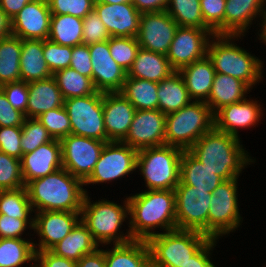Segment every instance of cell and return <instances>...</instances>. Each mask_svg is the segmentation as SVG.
Returning <instances> with one entry per match:
<instances>
[{
    "instance_id": "e7e4bbea",
    "label": "cell",
    "mask_w": 266,
    "mask_h": 267,
    "mask_svg": "<svg viewBox=\"0 0 266 267\" xmlns=\"http://www.w3.org/2000/svg\"><path fill=\"white\" fill-rule=\"evenodd\" d=\"M263 16L266 17V0H264V3H263Z\"/></svg>"
},
{
    "instance_id": "b9f144b4",
    "label": "cell",
    "mask_w": 266,
    "mask_h": 267,
    "mask_svg": "<svg viewBox=\"0 0 266 267\" xmlns=\"http://www.w3.org/2000/svg\"><path fill=\"white\" fill-rule=\"evenodd\" d=\"M22 128V155L34 151L40 145L50 142L53 138L37 118H25Z\"/></svg>"
},
{
    "instance_id": "e575fe53",
    "label": "cell",
    "mask_w": 266,
    "mask_h": 267,
    "mask_svg": "<svg viewBox=\"0 0 266 267\" xmlns=\"http://www.w3.org/2000/svg\"><path fill=\"white\" fill-rule=\"evenodd\" d=\"M158 83L139 78L126 77L120 93L136 110L158 109Z\"/></svg>"
},
{
    "instance_id": "44dd1931",
    "label": "cell",
    "mask_w": 266,
    "mask_h": 267,
    "mask_svg": "<svg viewBox=\"0 0 266 267\" xmlns=\"http://www.w3.org/2000/svg\"><path fill=\"white\" fill-rule=\"evenodd\" d=\"M107 142H122L128 134L136 109L120 92H102Z\"/></svg>"
},
{
    "instance_id": "ab89813d",
    "label": "cell",
    "mask_w": 266,
    "mask_h": 267,
    "mask_svg": "<svg viewBox=\"0 0 266 267\" xmlns=\"http://www.w3.org/2000/svg\"><path fill=\"white\" fill-rule=\"evenodd\" d=\"M166 11L178 26L211 29L204 22L200 0H169Z\"/></svg>"
},
{
    "instance_id": "8fae6325",
    "label": "cell",
    "mask_w": 266,
    "mask_h": 267,
    "mask_svg": "<svg viewBox=\"0 0 266 267\" xmlns=\"http://www.w3.org/2000/svg\"><path fill=\"white\" fill-rule=\"evenodd\" d=\"M174 193L177 229L198 231L208 236L212 193L186 184H178Z\"/></svg>"
},
{
    "instance_id": "f35d334b",
    "label": "cell",
    "mask_w": 266,
    "mask_h": 267,
    "mask_svg": "<svg viewBox=\"0 0 266 267\" xmlns=\"http://www.w3.org/2000/svg\"><path fill=\"white\" fill-rule=\"evenodd\" d=\"M52 76L64 99L89 96L97 92L91 78L79 74L71 67L57 71Z\"/></svg>"
},
{
    "instance_id": "8d00e7d4",
    "label": "cell",
    "mask_w": 266,
    "mask_h": 267,
    "mask_svg": "<svg viewBox=\"0 0 266 267\" xmlns=\"http://www.w3.org/2000/svg\"><path fill=\"white\" fill-rule=\"evenodd\" d=\"M22 40L10 35L0 39V86L20 81Z\"/></svg>"
},
{
    "instance_id": "52a82bcc",
    "label": "cell",
    "mask_w": 266,
    "mask_h": 267,
    "mask_svg": "<svg viewBox=\"0 0 266 267\" xmlns=\"http://www.w3.org/2000/svg\"><path fill=\"white\" fill-rule=\"evenodd\" d=\"M214 127V114L204 101H191L176 112L166 115L165 145L189 150Z\"/></svg>"
},
{
    "instance_id": "cb8c5ba5",
    "label": "cell",
    "mask_w": 266,
    "mask_h": 267,
    "mask_svg": "<svg viewBox=\"0 0 266 267\" xmlns=\"http://www.w3.org/2000/svg\"><path fill=\"white\" fill-rule=\"evenodd\" d=\"M264 0H226L224 35H246L263 14Z\"/></svg>"
},
{
    "instance_id": "ee69618b",
    "label": "cell",
    "mask_w": 266,
    "mask_h": 267,
    "mask_svg": "<svg viewBox=\"0 0 266 267\" xmlns=\"http://www.w3.org/2000/svg\"><path fill=\"white\" fill-rule=\"evenodd\" d=\"M37 119L53 139L62 140L71 134L70 119L64 106L40 114Z\"/></svg>"
},
{
    "instance_id": "ac0fdd59",
    "label": "cell",
    "mask_w": 266,
    "mask_h": 267,
    "mask_svg": "<svg viewBox=\"0 0 266 267\" xmlns=\"http://www.w3.org/2000/svg\"><path fill=\"white\" fill-rule=\"evenodd\" d=\"M92 61V81L99 92H120L127 77L110 55L108 41L88 45Z\"/></svg>"
},
{
    "instance_id": "7bdbcfd3",
    "label": "cell",
    "mask_w": 266,
    "mask_h": 267,
    "mask_svg": "<svg viewBox=\"0 0 266 267\" xmlns=\"http://www.w3.org/2000/svg\"><path fill=\"white\" fill-rule=\"evenodd\" d=\"M25 187L21 161L0 151V190H16Z\"/></svg>"
},
{
    "instance_id": "5bb4252c",
    "label": "cell",
    "mask_w": 266,
    "mask_h": 267,
    "mask_svg": "<svg viewBox=\"0 0 266 267\" xmlns=\"http://www.w3.org/2000/svg\"><path fill=\"white\" fill-rule=\"evenodd\" d=\"M212 29L178 26L173 41L166 54L175 71L199 61L207 56L210 39L214 36Z\"/></svg>"
},
{
    "instance_id": "83f0119b",
    "label": "cell",
    "mask_w": 266,
    "mask_h": 267,
    "mask_svg": "<svg viewBox=\"0 0 266 267\" xmlns=\"http://www.w3.org/2000/svg\"><path fill=\"white\" fill-rule=\"evenodd\" d=\"M174 72L166 55L140 47L127 76L159 83Z\"/></svg>"
},
{
    "instance_id": "d4e9b609",
    "label": "cell",
    "mask_w": 266,
    "mask_h": 267,
    "mask_svg": "<svg viewBox=\"0 0 266 267\" xmlns=\"http://www.w3.org/2000/svg\"><path fill=\"white\" fill-rule=\"evenodd\" d=\"M26 118H37L40 114L64 106V97L53 76L28 83Z\"/></svg>"
},
{
    "instance_id": "d590c367",
    "label": "cell",
    "mask_w": 266,
    "mask_h": 267,
    "mask_svg": "<svg viewBox=\"0 0 266 267\" xmlns=\"http://www.w3.org/2000/svg\"><path fill=\"white\" fill-rule=\"evenodd\" d=\"M48 39L74 47L83 43V19L72 15H51Z\"/></svg>"
},
{
    "instance_id": "be15d7a7",
    "label": "cell",
    "mask_w": 266,
    "mask_h": 267,
    "mask_svg": "<svg viewBox=\"0 0 266 267\" xmlns=\"http://www.w3.org/2000/svg\"><path fill=\"white\" fill-rule=\"evenodd\" d=\"M94 3H107V4H120V3H133V0H94Z\"/></svg>"
},
{
    "instance_id": "836d02e7",
    "label": "cell",
    "mask_w": 266,
    "mask_h": 267,
    "mask_svg": "<svg viewBox=\"0 0 266 267\" xmlns=\"http://www.w3.org/2000/svg\"><path fill=\"white\" fill-rule=\"evenodd\" d=\"M33 242L32 238H0V267H23L25 263L35 267Z\"/></svg>"
},
{
    "instance_id": "94428289",
    "label": "cell",
    "mask_w": 266,
    "mask_h": 267,
    "mask_svg": "<svg viewBox=\"0 0 266 267\" xmlns=\"http://www.w3.org/2000/svg\"><path fill=\"white\" fill-rule=\"evenodd\" d=\"M12 35V20L0 8V39Z\"/></svg>"
},
{
    "instance_id": "f6af8a7d",
    "label": "cell",
    "mask_w": 266,
    "mask_h": 267,
    "mask_svg": "<svg viewBox=\"0 0 266 267\" xmlns=\"http://www.w3.org/2000/svg\"><path fill=\"white\" fill-rule=\"evenodd\" d=\"M43 56L53 74L70 67L72 47L63 46L46 39L44 40Z\"/></svg>"
},
{
    "instance_id": "484cf974",
    "label": "cell",
    "mask_w": 266,
    "mask_h": 267,
    "mask_svg": "<svg viewBox=\"0 0 266 267\" xmlns=\"http://www.w3.org/2000/svg\"><path fill=\"white\" fill-rule=\"evenodd\" d=\"M178 72L184 79L190 98L194 101L206 102L216 73L208 56L181 68Z\"/></svg>"
},
{
    "instance_id": "03108f58",
    "label": "cell",
    "mask_w": 266,
    "mask_h": 267,
    "mask_svg": "<svg viewBox=\"0 0 266 267\" xmlns=\"http://www.w3.org/2000/svg\"><path fill=\"white\" fill-rule=\"evenodd\" d=\"M148 267H162V266H159V265H156V264L150 262Z\"/></svg>"
},
{
    "instance_id": "7dc6e473",
    "label": "cell",
    "mask_w": 266,
    "mask_h": 267,
    "mask_svg": "<svg viewBox=\"0 0 266 267\" xmlns=\"http://www.w3.org/2000/svg\"><path fill=\"white\" fill-rule=\"evenodd\" d=\"M52 15L86 17L94 9V0H47Z\"/></svg>"
},
{
    "instance_id": "c3c4849f",
    "label": "cell",
    "mask_w": 266,
    "mask_h": 267,
    "mask_svg": "<svg viewBox=\"0 0 266 267\" xmlns=\"http://www.w3.org/2000/svg\"><path fill=\"white\" fill-rule=\"evenodd\" d=\"M110 37L105 25L94 9L83 18V44L89 45L108 41Z\"/></svg>"
},
{
    "instance_id": "680465c9",
    "label": "cell",
    "mask_w": 266,
    "mask_h": 267,
    "mask_svg": "<svg viewBox=\"0 0 266 267\" xmlns=\"http://www.w3.org/2000/svg\"><path fill=\"white\" fill-rule=\"evenodd\" d=\"M169 0H133V5L142 13L161 12L167 9Z\"/></svg>"
},
{
    "instance_id": "9f6ffc18",
    "label": "cell",
    "mask_w": 266,
    "mask_h": 267,
    "mask_svg": "<svg viewBox=\"0 0 266 267\" xmlns=\"http://www.w3.org/2000/svg\"><path fill=\"white\" fill-rule=\"evenodd\" d=\"M35 252V267H76L75 261L57 256L50 250Z\"/></svg>"
},
{
    "instance_id": "d6986e66",
    "label": "cell",
    "mask_w": 266,
    "mask_h": 267,
    "mask_svg": "<svg viewBox=\"0 0 266 267\" xmlns=\"http://www.w3.org/2000/svg\"><path fill=\"white\" fill-rule=\"evenodd\" d=\"M259 100L248 99L223 106L214 114V127L227 134L240 138L239 128L255 127L263 118V108Z\"/></svg>"
},
{
    "instance_id": "8992f818",
    "label": "cell",
    "mask_w": 266,
    "mask_h": 267,
    "mask_svg": "<svg viewBox=\"0 0 266 267\" xmlns=\"http://www.w3.org/2000/svg\"><path fill=\"white\" fill-rule=\"evenodd\" d=\"M183 149L163 145L139 150L136 170L143 176L146 190H174L180 182Z\"/></svg>"
},
{
    "instance_id": "30bf717a",
    "label": "cell",
    "mask_w": 266,
    "mask_h": 267,
    "mask_svg": "<svg viewBox=\"0 0 266 267\" xmlns=\"http://www.w3.org/2000/svg\"><path fill=\"white\" fill-rule=\"evenodd\" d=\"M64 108L70 119L71 134L107 142L102 92L65 99Z\"/></svg>"
},
{
    "instance_id": "7402d4cb",
    "label": "cell",
    "mask_w": 266,
    "mask_h": 267,
    "mask_svg": "<svg viewBox=\"0 0 266 267\" xmlns=\"http://www.w3.org/2000/svg\"><path fill=\"white\" fill-rule=\"evenodd\" d=\"M94 10L111 37H137L141 13L133 3H94Z\"/></svg>"
},
{
    "instance_id": "ba28073f",
    "label": "cell",
    "mask_w": 266,
    "mask_h": 267,
    "mask_svg": "<svg viewBox=\"0 0 266 267\" xmlns=\"http://www.w3.org/2000/svg\"><path fill=\"white\" fill-rule=\"evenodd\" d=\"M210 239L193 230L158 232L147 240L151 262L162 267H181Z\"/></svg>"
},
{
    "instance_id": "91938a15",
    "label": "cell",
    "mask_w": 266,
    "mask_h": 267,
    "mask_svg": "<svg viewBox=\"0 0 266 267\" xmlns=\"http://www.w3.org/2000/svg\"><path fill=\"white\" fill-rule=\"evenodd\" d=\"M32 0H0V8L12 20Z\"/></svg>"
},
{
    "instance_id": "4fadbf2b",
    "label": "cell",
    "mask_w": 266,
    "mask_h": 267,
    "mask_svg": "<svg viewBox=\"0 0 266 267\" xmlns=\"http://www.w3.org/2000/svg\"><path fill=\"white\" fill-rule=\"evenodd\" d=\"M60 143L63 168L84 183L92 174L106 142L69 134Z\"/></svg>"
},
{
    "instance_id": "5b68a950",
    "label": "cell",
    "mask_w": 266,
    "mask_h": 267,
    "mask_svg": "<svg viewBox=\"0 0 266 267\" xmlns=\"http://www.w3.org/2000/svg\"><path fill=\"white\" fill-rule=\"evenodd\" d=\"M240 39L241 35H214L209 41L207 56L216 73L240 79L252 89L263 79L264 62L238 46L235 41Z\"/></svg>"
},
{
    "instance_id": "9c48e42d",
    "label": "cell",
    "mask_w": 266,
    "mask_h": 267,
    "mask_svg": "<svg viewBox=\"0 0 266 267\" xmlns=\"http://www.w3.org/2000/svg\"><path fill=\"white\" fill-rule=\"evenodd\" d=\"M238 178L222 181L212 192L208 212V236L219 239L235 232L241 225L238 200Z\"/></svg>"
},
{
    "instance_id": "4316f807",
    "label": "cell",
    "mask_w": 266,
    "mask_h": 267,
    "mask_svg": "<svg viewBox=\"0 0 266 267\" xmlns=\"http://www.w3.org/2000/svg\"><path fill=\"white\" fill-rule=\"evenodd\" d=\"M251 88L235 77L215 73L212 89L206 104L215 114L223 106L241 102L246 99Z\"/></svg>"
},
{
    "instance_id": "2e32d148",
    "label": "cell",
    "mask_w": 266,
    "mask_h": 267,
    "mask_svg": "<svg viewBox=\"0 0 266 267\" xmlns=\"http://www.w3.org/2000/svg\"><path fill=\"white\" fill-rule=\"evenodd\" d=\"M166 115L159 109L136 110L126 138L122 141L137 151L165 145Z\"/></svg>"
},
{
    "instance_id": "ffe728a7",
    "label": "cell",
    "mask_w": 266,
    "mask_h": 267,
    "mask_svg": "<svg viewBox=\"0 0 266 267\" xmlns=\"http://www.w3.org/2000/svg\"><path fill=\"white\" fill-rule=\"evenodd\" d=\"M51 15L47 0H32L12 19V35L21 40L48 39Z\"/></svg>"
},
{
    "instance_id": "74e56055",
    "label": "cell",
    "mask_w": 266,
    "mask_h": 267,
    "mask_svg": "<svg viewBox=\"0 0 266 267\" xmlns=\"http://www.w3.org/2000/svg\"><path fill=\"white\" fill-rule=\"evenodd\" d=\"M33 213L26 187L16 190H0V214L23 219L33 230Z\"/></svg>"
},
{
    "instance_id": "6da1fadb",
    "label": "cell",
    "mask_w": 266,
    "mask_h": 267,
    "mask_svg": "<svg viewBox=\"0 0 266 267\" xmlns=\"http://www.w3.org/2000/svg\"><path fill=\"white\" fill-rule=\"evenodd\" d=\"M128 227L132 238L147 241L158 234L177 229L174 190H145L127 196Z\"/></svg>"
},
{
    "instance_id": "e0dca14e",
    "label": "cell",
    "mask_w": 266,
    "mask_h": 267,
    "mask_svg": "<svg viewBox=\"0 0 266 267\" xmlns=\"http://www.w3.org/2000/svg\"><path fill=\"white\" fill-rule=\"evenodd\" d=\"M177 27L178 24L166 10L142 13L137 35L138 44L143 49L166 55Z\"/></svg>"
},
{
    "instance_id": "6f0895ef",
    "label": "cell",
    "mask_w": 266,
    "mask_h": 267,
    "mask_svg": "<svg viewBox=\"0 0 266 267\" xmlns=\"http://www.w3.org/2000/svg\"><path fill=\"white\" fill-rule=\"evenodd\" d=\"M76 267H106L105 249L97 248L94 252L84 255L76 262Z\"/></svg>"
},
{
    "instance_id": "603a6c76",
    "label": "cell",
    "mask_w": 266,
    "mask_h": 267,
    "mask_svg": "<svg viewBox=\"0 0 266 267\" xmlns=\"http://www.w3.org/2000/svg\"><path fill=\"white\" fill-rule=\"evenodd\" d=\"M23 182L43 178L63 168L60 140L53 139L32 152L23 154L21 159Z\"/></svg>"
},
{
    "instance_id": "d6a6232c",
    "label": "cell",
    "mask_w": 266,
    "mask_h": 267,
    "mask_svg": "<svg viewBox=\"0 0 266 267\" xmlns=\"http://www.w3.org/2000/svg\"><path fill=\"white\" fill-rule=\"evenodd\" d=\"M158 109L165 115L176 112L193 101L178 71L158 83Z\"/></svg>"
},
{
    "instance_id": "f546056e",
    "label": "cell",
    "mask_w": 266,
    "mask_h": 267,
    "mask_svg": "<svg viewBox=\"0 0 266 267\" xmlns=\"http://www.w3.org/2000/svg\"><path fill=\"white\" fill-rule=\"evenodd\" d=\"M105 250L106 267H148L151 255L147 241L132 240Z\"/></svg>"
},
{
    "instance_id": "bcb514c9",
    "label": "cell",
    "mask_w": 266,
    "mask_h": 267,
    "mask_svg": "<svg viewBox=\"0 0 266 267\" xmlns=\"http://www.w3.org/2000/svg\"><path fill=\"white\" fill-rule=\"evenodd\" d=\"M204 22L215 35H224V13L226 0H200Z\"/></svg>"
},
{
    "instance_id": "4dcf8cb0",
    "label": "cell",
    "mask_w": 266,
    "mask_h": 267,
    "mask_svg": "<svg viewBox=\"0 0 266 267\" xmlns=\"http://www.w3.org/2000/svg\"><path fill=\"white\" fill-rule=\"evenodd\" d=\"M99 247L87 226L80 220L73 230L50 251L57 256L77 262L84 255L94 252Z\"/></svg>"
},
{
    "instance_id": "60d3db41",
    "label": "cell",
    "mask_w": 266,
    "mask_h": 267,
    "mask_svg": "<svg viewBox=\"0 0 266 267\" xmlns=\"http://www.w3.org/2000/svg\"><path fill=\"white\" fill-rule=\"evenodd\" d=\"M108 44L113 60L128 72L140 48L137 37H110Z\"/></svg>"
},
{
    "instance_id": "11a10c76",
    "label": "cell",
    "mask_w": 266,
    "mask_h": 267,
    "mask_svg": "<svg viewBox=\"0 0 266 267\" xmlns=\"http://www.w3.org/2000/svg\"><path fill=\"white\" fill-rule=\"evenodd\" d=\"M218 241V239L211 238L196 254L189 259V261H187L181 267H217L215 264H213L210 258Z\"/></svg>"
},
{
    "instance_id": "7c38bea8",
    "label": "cell",
    "mask_w": 266,
    "mask_h": 267,
    "mask_svg": "<svg viewBox=\"0 0 266 267\" xmlns=\"http://www.w3.org/2000/svg\"><path fill=\"white\" fill-rule=\"evenodd\" d=\"M136 149L124 142H106L99 160L90 177L84 182V186L109 183L136 172Z\"/></svg>"
},
{
    "instance_id": "9a60e30c",
    "label": "cell",
    "mask_w": 266,
    "mask_h": 267,
    "mask_svg": "<svg viewBox=\"0 0 266 267\" xmlns=\"http://www.w3.org/2000/svg\"><path fill=\"white\" fill-rule=\"evenodd\" d=\"M34 234L39 242H33L35 251L50 250L69 234L81 220V212L40 211L34 212Z\"/></svg>"
},
{
    "instance_id": "f5cc1de1",
    "label": "cell",
    "mask_w": 266,
    "mask_h": 267,
    "mask_svg": "<svg viewBox=\"0 0 266 267\" xmlns=\"http://www.w3.org/2000/svg\"><path fill=\"white\" fill-rule=\"evenodd\" d=\"M25 114L13 108L0 88V127L22 126Z\"/></svg>"
},
{
    "instance_id": "816d5d0a",
    "label": "cell",
    "mask_w": 266,
    "mask_h": 267,
    "mask_svg": "<svg viewBox=\"0 0 266 267\" xmlns=\"http://www.w3.org/2000/svg\"><path fill=\"white\" fill-rule=\"evenodd\" d=\"M70 67L92 79V61L88 45L82 43L72 47Z\"/></svg>"
},
{
    "instance_id": "1f68e13d",
    "label": "cell",
    "mask_w": 266,
    "mask_h": 267,
    "mask_svg": "<svg viewBox=\"0 0 266 267\" xmlns=\"http://www.w3.org/2000/svg\"><path fill=\"white\" fill-rule=\"evenodd\" d=\"M224 181L220 176L202 164L188 150H184L180 160V182L195 186V189L212 193Z\"/></svg>"
},
{
    "instance_id": "db71d44e",
    "label": "cell",
    "mask_w": 266,
    "mask_h": 267,
    "mask_svg": "<svg viewBox=\"0 0 266 267\" xmlns=\"http://www.w3.org/2000/svg\"><path fill=\"white\" fill-rule=\"evenodd\" d=\"M27 229L32 230L23 219L0 214V238H24Z\"/></svg>"
},
{
    "instance_id": "f907efd6",
    "label": "cell",
    "mask_w": 266,
    "mask_h": 267,
    "mask_svg": "<svg viewBox=\"0 0 266 267\" xmlns=\"http://www.w3.org/2000/svg\"><path fill=\"white\" fill-rule=\"evenodd\" d=\"M5 93L11 106L22 113L26 117V108L28 104V83L20 80L16 82L5 83L0 86Z\"/></svg>"
},
{
    "instance_id": "681fc988",
    "label": "cell",
    "mask_w": 266,
    "mask_h": 267,
    "mask_svg": "<svg viewBox=\"0 0 266 267\" xmlns=\"http://www.w3.org/2000/svg\"><path fill=\"white\" fill-rule=\"evenodd\" d=\"M21 126L0 127V151L9 156L21 159Z\"/></svg>"
},
{
    "instance_id": "3957f363",
    "label": "cell",
    "mask_w": 266,
    "mask_h": 267,
    "mask_svg": "<svg viewBox=\"0 0 266 267\" xmlns=\"http://www.w3.org/2000/svg\"><path fill=\"white\" fill-rule=\"evenodd\" d=\"M34 212H81L88 192L84 183L66 169L32 180L25 185Z\"/></svg>"
},
{
    "instance_id": "277c9868",
    "label": "cell",
    "mask_w": 266,
    "mask_h": 267,
    "mask_svg": "<svg viewBox=\"0 0 266 267\" xmlns=\"http://www.w3.org/2000/svg\"><path fill=\"white\" fill-rule=\"evenodd\" d=\"M125 199L123 205L105 198L93 202L89 194H85L81 221L99 246L105 248L106 245L124 244L134 240L129 229L125 233L121 229L123 222L129 219V204L127 197Z\"/></svg>"
},
{
    "instance_id": "f1b7e54d",
    "label": "cell",
    "mask_w": 266,
    "mask_h": 267,
    "mask_svg": "<svg viewBox=\"0 0 266 267\" xmlns=\"http://www.w3.org/2000/svg\"><path fill=\"white\" fill-rule=\"evenodd\" d=\"M44 40L22 39L20 56V80L29 83L51 77L43 56Z\"/></svg>"
},
{
    "instance_id": "6125c7cd",
    "label": "cell",
    "mask_w": 266,
    "mask_h": 267,
    "mask_svg": "<svg viewBox=\"0 0 266 267\" xmlns=\"http://www.w3.org/2000/svg\"><path fill=\"white\" fill-rule=\"evenodd\" d=\"M259 20H260V23H259L260 26L258 27H261V28L257 32L258 34L257 38L259 37L258 39L260 41L262 40L261 42L266 45V17L262 15Z\"/></svg>"
},
{
    "instance_id": "7a4b0ae2",
    "label": "cell",
    "mask_w": 266,
    "mask_h": 267,
    "mask_svg": "<svg viewBox=\"0 0 266 267\" xmlns=\"http://www.w3.org/2000/svg\"><path fill=\"white\" fill-rule=\"evenodd\" d=\"M240 139L213 127L188 151L223 180L239 178L243 169L256 161Z\"/></svg>"
}]
</instances>
